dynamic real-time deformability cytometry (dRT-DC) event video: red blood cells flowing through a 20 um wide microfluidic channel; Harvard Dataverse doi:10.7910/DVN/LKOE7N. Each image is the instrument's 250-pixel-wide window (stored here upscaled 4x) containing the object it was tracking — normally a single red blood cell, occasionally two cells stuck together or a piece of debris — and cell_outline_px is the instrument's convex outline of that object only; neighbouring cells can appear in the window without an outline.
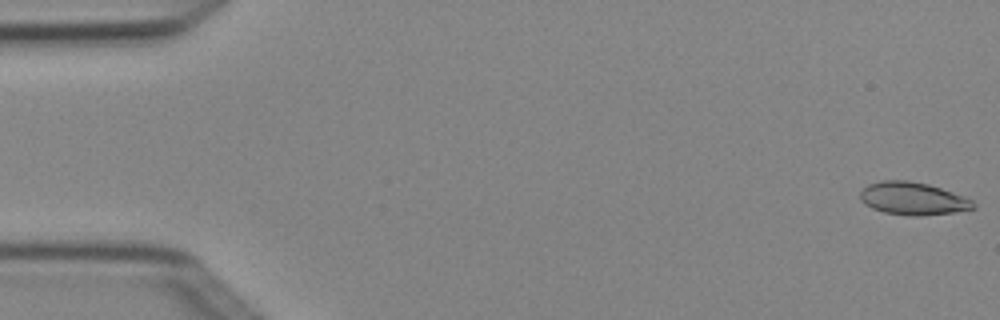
{"species": "Egyptian fruit bat (a non-hibernating species)", "species_latin": "Rousettus aegyptiacus", "temperature_condition": "cold", "stored_images_in_passage": 5, "camera_frame_rate_fps": 3000, "um_per_image_px": 0.085, "animal": {"sex": "female"}, "frame": {"image": 1, "passage_image": 1, "time_ms": 0.0, "image_size_px": [1000, 320], "cell_outline_px": [[976, 208], [952, 212], [920, 216], [908, 216], [884, 212], [872, 208], [864, 204], [860, 200], [860, 192], [868, 184], [880, 180], [908, 180], [928, 184], [964, 196], [972, 200], [976, 204]], "centroid_in_image_um": [77.57, 16.87], "position_along_channel_um": 7.4, "area_um2": 21.62}}
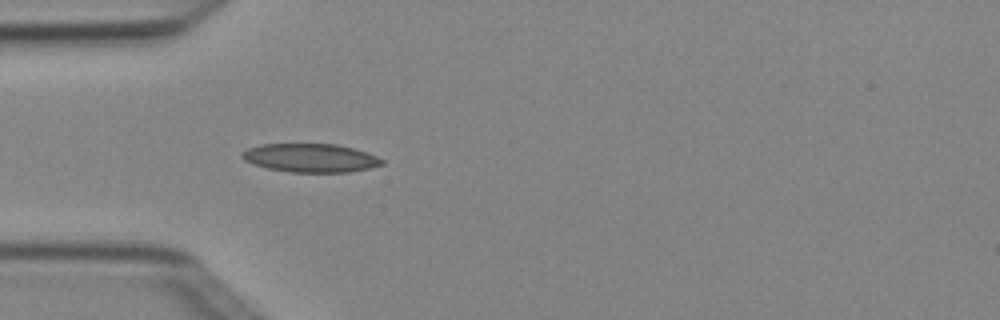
{"frame": {"image": 2, "passage_image": 5, "time_ms": 1.333, "image_size_px": [1000, 320], "cell_outline_px": [[384, 164], [368, 168], [348, 172], [292, 172], [268, 168], [252, 164], [244, 160], [240, 156], [240, 152], [248, 148], [260, 144], [336, 144], [352, 148], [376, 156], [384, 160]], "centroid_in_image_um": [26.34, 13.42], "position_along_channel_um": 58.7, "area_um2": 23.18}}